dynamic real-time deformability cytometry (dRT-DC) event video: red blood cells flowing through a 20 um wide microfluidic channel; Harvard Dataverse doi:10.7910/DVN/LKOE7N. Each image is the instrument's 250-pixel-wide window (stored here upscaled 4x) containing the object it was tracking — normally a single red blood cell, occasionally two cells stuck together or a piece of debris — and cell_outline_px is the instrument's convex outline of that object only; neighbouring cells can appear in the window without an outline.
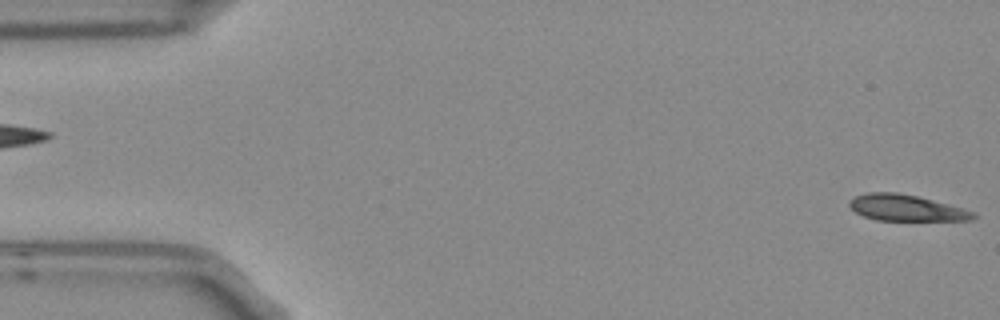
{"species": "Egyptian fruit bat (a non-hibernating species)", "species_latin": "Rousettus aegyptiacus", "temperature_condition": "room temperature", "stored_images_in_passage": 5, "camera_frame_rate_fps": 3000, "um_per_image_px": 0.085, "frame": {"image": 1, "passage_image": 5, "time_ms": 1.333, "image_size_px": [1000, 320], "cell_outline_px": [[976, 216], [972, 220], [876, 220], [864, 216], [856, 212], [848, 204], [856, 196], [868, 192], [896, 192], [916, 196], [948, 204], [972, 212]], "centroid_in_image_um": [76.99, 17.67], "position_along_channel_um": 8.0, "area_um2": 18.44}}